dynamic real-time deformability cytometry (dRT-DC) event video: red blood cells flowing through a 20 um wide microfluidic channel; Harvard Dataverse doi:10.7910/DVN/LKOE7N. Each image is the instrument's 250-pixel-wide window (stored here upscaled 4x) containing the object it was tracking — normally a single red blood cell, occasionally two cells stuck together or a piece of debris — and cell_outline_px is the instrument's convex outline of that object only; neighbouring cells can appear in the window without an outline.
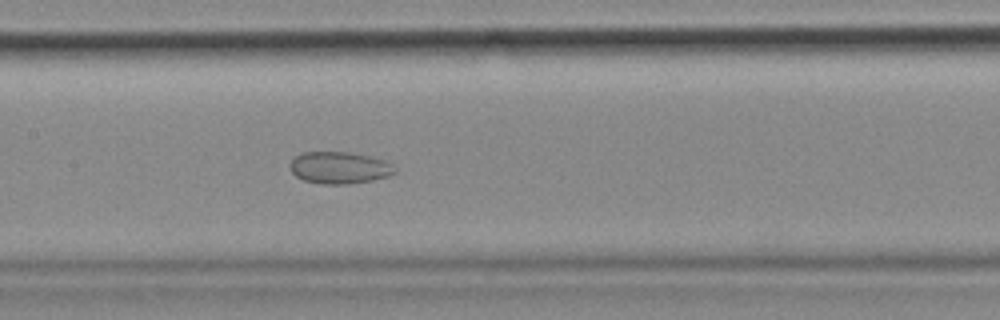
{"species": "common noctule bat (a hibernating species)", "species_latin": "Nyctalus noctula", "temperature_condition": "cold", "stored_images_in_passage": 36, "camera_frame_rate_fps": 3000, "um_per_image_px": 0.085, "animal": {"sex": "female", "body_mass_g": 18.4}, "frame": {"image": 1, "passage_image": 16, "time_ms": 5.0, "image_size_px": [1000, 320], "cell_outline_px": [[396, 172], [388, 176], [372, 180], [348, 184], [320, 184], [304, 180], [296, 176], [292, 172], [292, 160], [300, 152], [348, 152], [368, 156], [384, 160], [392, 164], [396, 168]], "centroid_in_image_um": [28.87, 14.26], "position_along_channel_um": 178.5, "area_um2": 19.36}}